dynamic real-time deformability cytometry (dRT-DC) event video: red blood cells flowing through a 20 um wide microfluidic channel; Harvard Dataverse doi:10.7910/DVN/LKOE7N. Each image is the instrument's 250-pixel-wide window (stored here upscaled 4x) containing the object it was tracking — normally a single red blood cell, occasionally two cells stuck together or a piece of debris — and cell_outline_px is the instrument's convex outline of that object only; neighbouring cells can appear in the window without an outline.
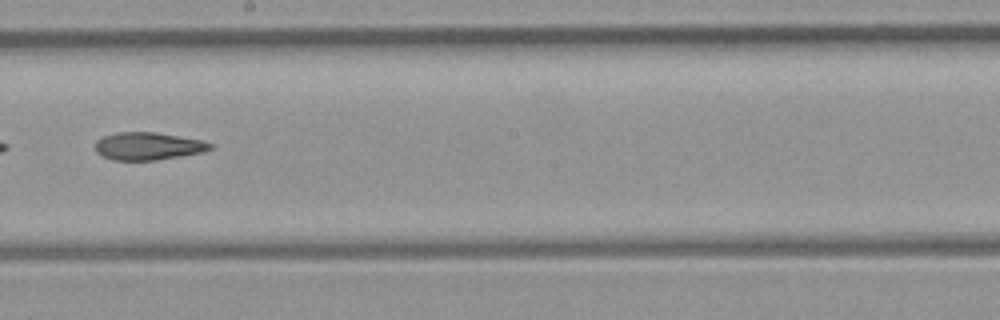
{"species": "common noctule bat (a hibernating species)", "species_latin": "Nyctalus noctula", "temperature_condition": "room temperature", "stored_images_in_passage": 48, "camera_frame_rate_fps": 3000, "um_per_image_px": 0.085, "animal": {"sex": "female", "body_mass_g": 21.9}, "frame": {"image": 1, "passage_image": 28, "time_ms": 9.0, "image_size_px": [1000, 320], "cell_outline_px": [[216, 148], [204, 152], [156, 160], [112, 160], [96, 152], [96, 140], [104, 136], [116, 132], [156, 132], [204, 140], [212, 144]], "centroid_in_image_um": [12.64, 12.41], "position_along_channel_um": 235.6, "area_um2": 18.67}}